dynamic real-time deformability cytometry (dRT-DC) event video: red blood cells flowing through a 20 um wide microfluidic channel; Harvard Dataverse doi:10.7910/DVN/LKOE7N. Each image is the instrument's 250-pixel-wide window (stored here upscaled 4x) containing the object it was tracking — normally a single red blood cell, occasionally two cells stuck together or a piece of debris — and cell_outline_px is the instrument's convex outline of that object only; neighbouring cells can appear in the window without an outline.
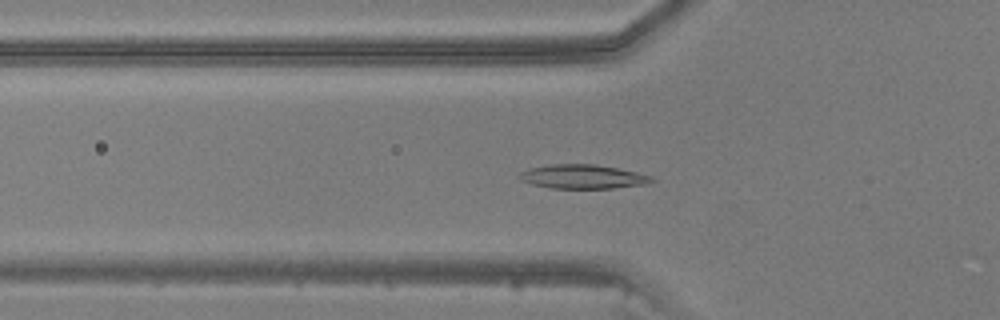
{"species": "common noctule bat (a hibernating species)", "species_latin": "Nyctalus noctula", "temperature_condition": "warm", "stored_images_in_passage": 24, "camera_frame_rate_fps": 3000, "um_per_image_px": 0.085, "animal": {"sex": "male", "body_mass_g": 20.5, "forearm_length_mm": 52.5}, "frame": {"image": 1, "passage_image": 8, "time_ms": 2.333, "image_size_px": [1000, 320], "cell_outline_px": [[656, 180], [648, 184], [612, 188], [552, 188], [532, 184], [520, 180], [516, 176], [520, 172], [528, 168], [552, 164], [596, 164], [636, 172], [652, 176]], "centroid_in_image_um": [49.52, 15.01], "position_along_channel_um": 76.3, "area_um2": 18.61}}
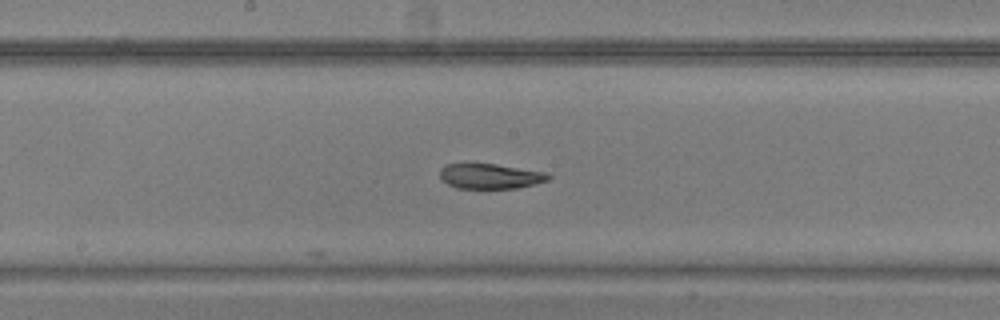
{"frame": {"image": 2, "passage_image": 17, "time_ms": 5.333, "image_size_px": [1000, 320], "cell_outline_px": [[552, 176], [548, 180], [516, 188], [456, 188], [440, 180], [440, 168], [444, 164], [496, 164], [548, 172]], "centroid_in_image_um": [41.65, 14.97], "position_along_channel_um": 206.5, "area_um2": 15.9}}
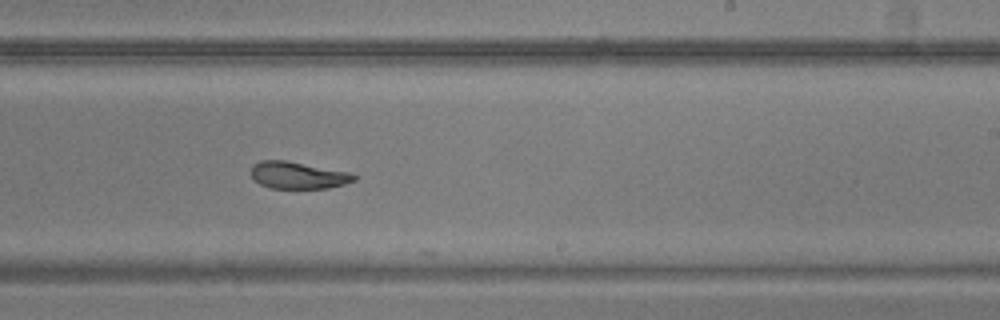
{"frame": {"image": 3, "passage_image": 21, "time_ms": 6.667, "image_size_px": [1000, 320], "cell_outline_px": [[356, 180], [344, 184], [328, 188], [272, 188], [260, 184], [252, 176], [252, 164], [260, 160], [284, 160], [348, 172], [356, 176]], "centroid_in_image_um": [25.31, 14.89], "position_along_channel_um": 263.7, "area_um2": 15.95}}